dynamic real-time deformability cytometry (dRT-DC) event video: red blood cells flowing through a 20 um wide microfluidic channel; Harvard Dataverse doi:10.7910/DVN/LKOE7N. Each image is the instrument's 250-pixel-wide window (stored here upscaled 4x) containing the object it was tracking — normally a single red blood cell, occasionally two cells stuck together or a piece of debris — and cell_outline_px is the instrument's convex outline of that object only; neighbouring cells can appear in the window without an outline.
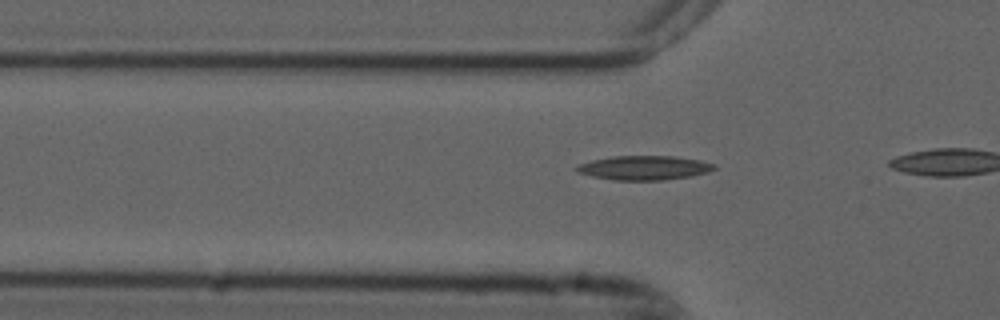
{"species": "common noctule bat (a hibernating species)", "species_latin": "Nyctalus noctula", "temperature_condition": "cold", "stored_images_in_passage": 9, "camera_frame_rate_fps": 3000, "um_per_image_px": 0.085, "animal": {"sex": "male", "forearm_length_mm": 52.5}, "frame": {"image": 1, "passage_image": 6, "time_ms": 1.667, "image_size_px": [1000, 320], "cell_outline_px": [[716, 168], [708, 172], [692, 176], [664, 180], [612, 180], [592, 176], [576, 172], [572, 168], [580, 164], [592, 160], [612, 156], [672, 156], [700, 160], [716, 164]], "centroid_in_image_um": [54.74, 14.26], "position_along_channel_um": 71.1, "area_um2": 19.54}}